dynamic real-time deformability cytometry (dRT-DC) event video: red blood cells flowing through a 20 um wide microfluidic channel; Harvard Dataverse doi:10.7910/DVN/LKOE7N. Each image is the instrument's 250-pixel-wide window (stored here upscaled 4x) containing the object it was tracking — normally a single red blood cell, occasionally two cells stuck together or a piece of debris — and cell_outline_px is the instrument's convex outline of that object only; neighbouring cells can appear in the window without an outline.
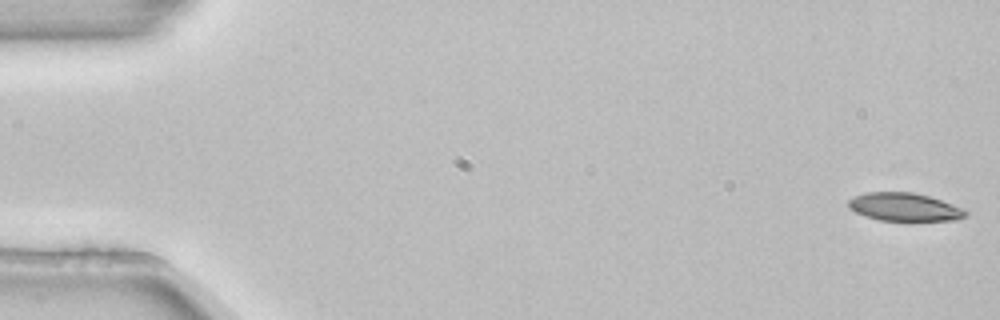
{"species": "common noctule bat (a hibernating species)", "species_latin": "Nyctalus noctula", "temperature_condition": "room temperature", "stored_images_in_passage": 5, "camera_frame_rate_fps": 3000, "um_per_image_px": 0.085, "animal": {"sex": "female", "body_mass_g": 22.7, "forearm_length_mm": 54.2}, "frame": {"image": 1, "passage_image": 1, "time_ms": 0.0, "image_size_px": [1000, 320], "cell_outline_px": [[968, 216], [956, 220], [908, 224], [880, 220], [864, 216], [848, 208], [848, 200], [864, 192], [912, 192], [928, 196], [964, 208], [968, 212]], "centroid_in_image_um": [76.93, 17.66], "position_along_channel_um": 8.1, "area_um2": 20.23}}
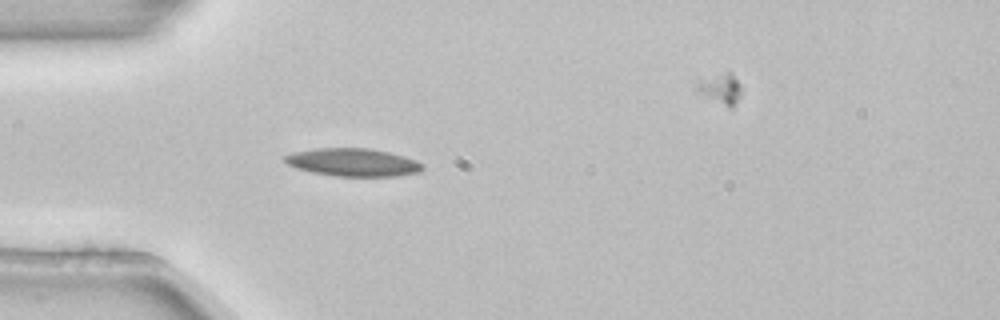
{"frame": {"image": 2, "passage_image": 4, "time_ms": 1.0, "image_size_px": [1000, 320], "cell_outline_px": [[424, 168], [420, 172], [400, 176], [336, 176], [312, 172], [296, 168], [288, 164], [284, 160], [284, 156], [292, 152], [316, 148], [368, 148], [388, 152], [404, 156], [416, 160], [424, 164]], "centroid_in_image_um": [30.03, 13.8], "position_along_channel_um": 55.0, "area_um2": 22.48}}